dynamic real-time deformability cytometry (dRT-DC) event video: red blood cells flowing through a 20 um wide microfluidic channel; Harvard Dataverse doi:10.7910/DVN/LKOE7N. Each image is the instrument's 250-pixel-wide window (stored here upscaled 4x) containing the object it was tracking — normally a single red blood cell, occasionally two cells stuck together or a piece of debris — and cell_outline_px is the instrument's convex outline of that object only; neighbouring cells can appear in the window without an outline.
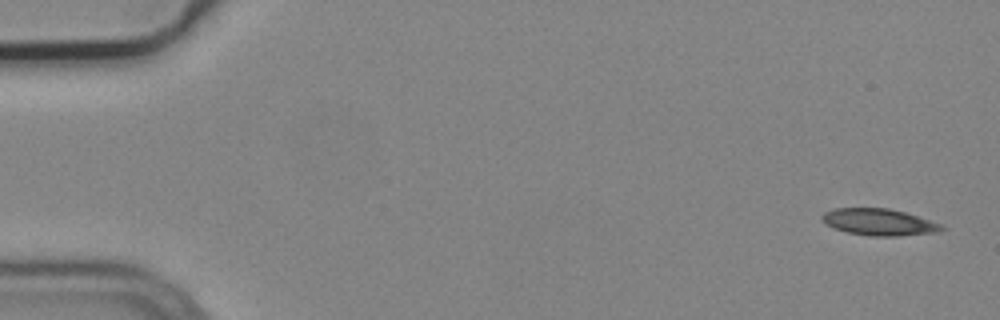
{"species": "common noctule bat (a hibernating species)", "species_latin": "Nyctalus noctula", "temperature_condition": "cold", "stored_images_in_passage": 4, "camera_frame_rate_fps": 3000, "um_per_image_px": 0.085, "animal": {"sex": "male", "body_mass_g": 19.2, "forearm_length_mm": 51.8}, "frame": {"image": 1, "passage_image": 1, "time_ms": 0.0, "image_size_px": [1000, 320], "cell_outline_px": [[948, 228], [940, 232], [900, 236], [868, 236], [848, 232], [832, 228], [824, 224], [820, 220], [820, 216], [824, 212], [832, 208], [888, 208], [904, 212], [944, 224]], "centroid_in_image_um": [74.72, 18.88], "position_along_channel_um": 10.3, "area_um2": 19.07}}